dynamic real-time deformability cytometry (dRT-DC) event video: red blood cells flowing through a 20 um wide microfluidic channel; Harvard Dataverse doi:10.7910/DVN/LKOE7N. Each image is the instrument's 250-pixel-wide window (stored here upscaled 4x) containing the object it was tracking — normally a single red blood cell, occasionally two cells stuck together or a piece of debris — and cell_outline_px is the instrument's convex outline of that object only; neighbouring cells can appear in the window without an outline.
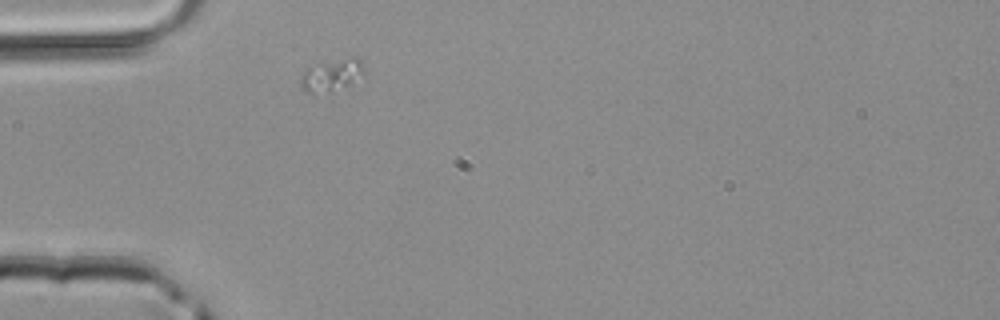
{"species": "common noctule bat (a hibernating species)", "species_latin": "Nyctalus noctula", "temperature_condition": "room temperature", "stored_images_in_passage": 1, "camera_frame_rate_fps": 3000, "um_per_image_px": 0.085, "animal": {"sex": "male", "body_mass_g": 20.4}, "frame": {"image": 1, "passage_image": 1, "time_ms": 0.0, "image_size_px": [1000, 320], "cell_outline_px": [[368, 72], [364, 76], [352, 84], [328, 92], [312, 96], [304, 92], [300, 88], [300, 76], [304, 68], [320, 64], [356, 56], [360, 60]], "centroid_in_image_um": [28.18, 6.44], "position_along_channel_um": 56.8, "area_um2": 12.43}}